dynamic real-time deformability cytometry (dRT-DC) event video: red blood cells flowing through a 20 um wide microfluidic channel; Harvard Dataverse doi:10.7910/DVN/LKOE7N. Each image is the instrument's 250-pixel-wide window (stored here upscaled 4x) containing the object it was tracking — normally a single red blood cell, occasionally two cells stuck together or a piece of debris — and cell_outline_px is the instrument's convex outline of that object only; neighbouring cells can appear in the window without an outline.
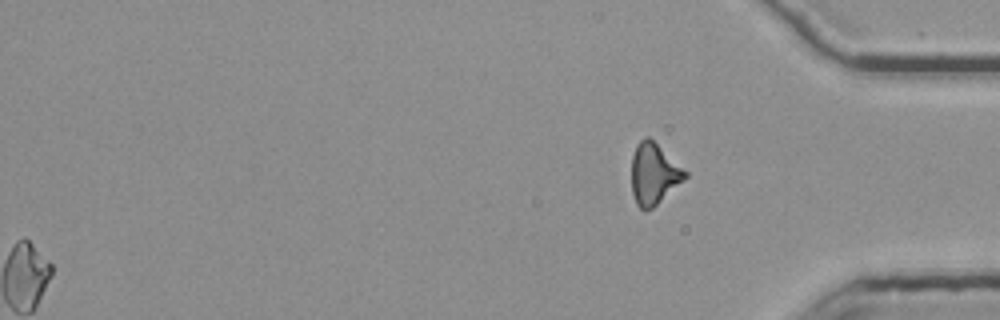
{"species": "common noctule bat (a hibernating species)", "species_latin": "Nyctalus noctula", "temperature_condition": "room temperature", "stored_images_in_passage": 55, "segment_of_instrument_passage": [3, 3], "camera_frame_rate_fps": 3000, "um_per_image_px": 0.085, "animal": {"sex": "female", "body_mass_g": 25.1}, "frame": {"image": 1, "passage_image": 55, "time_ms": 18.0, "image_size_px": [1000, 320], "cell_outline_px": [[688, 176], [684, 180], [652, 208], [644, 212], [636, 204], [632, 192], [632, 156], [636, 144], [644, 136], [648, 136], [688, 172]], "centroid_in_image_um": [55.56, 14.78], "position_along_channel_um": 379.6, "area_um2": 19.02}}